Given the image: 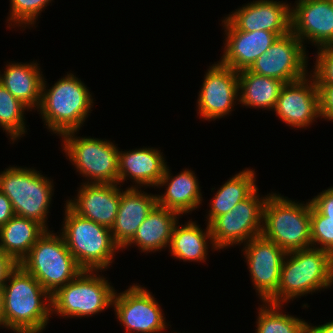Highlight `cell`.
Listing matches in <instances>:
<instances>
[{
  "label": "cell",
  "instance_id": "6da1fadb",
  "mask_svg": "<svg viewBox=\"0 0 333 333\" xmlns=\"http://www.w3.org/2000/svg\"><path fill=\"white\" fill-rule=\"evenodd\" d=\"M4 328L14 333H42L51 316V295L18 264L1 288Z\"/></svg>",
  "mask_w": 333,
  "mask_h": 333
},
{
  "label": "cell",
  "instance_id": "7a4b0ae2",
  "mask_svg": "<svg viewBox=\"0 0 333 333\" xmlns=\"http://www.w3.org/2000/svg\"><path fill=\"white\" fill-rule=\"evenodd\" d=\"M45 80L37 112L46 128L57 136L81 130L94 106L89 88L73 72L59 78L52 87H47Z\"/></svg>",
  "mask_w": 333,
  "mask_h": 333
},
{
  "label": "cell",
  "instance_id": "3957f363",
  "mask_svg": "<svg viewBox=\"0 0 333 333\" xmlns=\"http://www.w3.org/2000/svg\"><path fill=\"white\" fill-rule=\"evenodd\" d=\"M333 286V255L310 247L285 254L278 292L268 301L282 304Z\"/></svg>",
  "mask_w": 333,
  "mask_h": 333
},
{
  "label": "cell",
  "instance_id": "277c9868",
  "mask_svg": "<svg viewBox=\"0 0 333 333\" xmlns=\"http://www.w3.org/2000/svg\"><path fill=\"white\" fill-rule=\"evenodd\" d=\"M302 202L271 192L264 203L261 235L285 253L312 247L311 200Z\"/></svg>",
  "mask_w": 333,
  "mask_h": 333
},
{
  "label": "cell",
  "instance_id": "5b68a950",
  "mask_svg": "<svg viewBox=\"0 0 333 333\" xmlns=\"http://www.w3.org/2000/svg\"><path fill=\"white\" fill-rule=\"evenodd\" d=\"M60 233L67 248L83 270L106 271L120 247L111 230L75 213L66 203Z\"/></svg>",
  "mask_w": 333,
  "mask_h": 333
},
{
  "label": "cell",
  "instance_id": "8992f818",
  "mask_svg": "<svg viewBox=\"0 0 333 333\" xmlns=\"http://www.w3.org/2000/svg\"><path fill=\"white\" fill-rule=\"evenodd\" d=\"M54 186L53 179L34 168L10 165L0 172V191L11 201L14 214L35 220L47 230Z\"/></svg>",
  "mask_w": 333,
  "mask_h": 333
},
{
  "label": "cell",
  "instance_id": "52a82bcc",
  "mask_svg": "<svg viewBox=\"0 0 333 333\" xmlns=\"http://www.w3.org/2000/svg\"><path fill=\"white\" fill-rule=\"evenodd\" d=\"M57 233L46 230L19 263L50 295L83 271L62 234Z\"/></svg>",
  "mask_w": 333,
  "mask_h": 333
},
{
  "label": "cell",
  "instance_id": "ba28073f",
  "mask_svg": "<svg viewBox=\"0 0 333 333\" xmlns=\"http://www.w3.org/2000/svg\"><path fill=\"white\" fill-rule=\"evenodd\" d=\"M115 288L99 271L83 270L51 295V316L92 317L111 306Z\"/></svg>",
  "mask_w": 333,
  "mask_h": 333
},
{
  "label": "cell",
  "instance_id": "9c48e42d",
  "mask_svg": "<svg viewBox=\"0 0 333 333\" xmlns=\"http://www.w3.org/2000/svg\"><path fill=\"white\" fill-rule=\"evenodd\" d=\"M76 134H79L78 131L67 132L60 136V140L66 159L87 180L83 183L117 184L118 145L111 140Z\"/></svg>",
  "mask_w": 333,
  "mask_h": 333
},
{
  "label": "cell",
  "instance_id": "30bf717a",
  "mask_svg": "<svg viewBox=\"0 0 333 333\" xmlns=\"http://www.w3.org/2000/svg\"><path fill=\"white\" fill-rule=\"evenodd\" d=\"M258 190L209 224L217 250L244 245L253 237L261 235L263 207L268 194L262 197L258 195Z\"/></svg>",
  "mask_w": 333,
  "mask_h": 333
},
{
  "label": "cell",
  "instance_id": "8fae6325",
  "mask_svg": "<svg viewBox=\"0 0 333 333\" xmlns=\"http://www.w3.org/2000/svg\"><path fill=\"white\" fill-rule=\"evenodd\" d=\"M152 292L138 283L123 292L115 291L112 307L125 333H163L169 324Z\"/></svg>",
  "mask_w": 333,
  "mask_h": 333
},
{
  "label": "cell",
  "instance_id": "7c38bea8",
  "mask_svg": "<svg viewBox=\"0 0 333 333\" xmlns=\"http://www.w3.org/2000/svg\"><path fill=\"white\" fill-rule=\"evenodd\" d=\"M308 58L306 47L290 31L283 36H279L248 70L289 83L310 74L307 68Z\"/></svg>",
  "mask_w": 333,
  "mask_h": 333
},
{
  "label": "cell",
  "instance_id": "4fadbf2b",
  "mask_svg": "<svg viewBox=\"0 0 333 333\" xmlns=\"http://www.w3.org/2000/svg\"><path fill=\"white\" fill-rule=\"evenodd\" d=\"M202 82L196 103L199 118L215 121L231 115L239 104L238 72L217 61L209 66Z\"/></svg>",
  "mask_w": 333,
  "mask_h": 333
},
{
  "label": "cell",
  "instance_id": "5bb4252c",
  "mask_svg": "<svg viewBox=\"0 0 333 333\" xmlns=\"http://www.w3.org/2000/svg\"><path fill=\"white\" fill-rule=\"evenodd\" d=\"M241 251L248 265L253 289L261 303L268 302L278 292L281 265L286 253L262 235L253 237Z\"/></svg>",
  "mask_w": 333,
  "mask_h": 333
},
{
  "label": "cell",
  "instance_id": "9a60e30c",
  "mask_svg": "<svg viewBox=\"0 0 333 333\" xmlns=\"http://www.w3.org/2000/svg\"><path fill=\"white\" fill-rule=\"evenodd\" d=\"M273 111L280 121L297 130L309 128L317 118H321L319 88L313 75L310 73L302 79L285 83Z\"/></svg>",
  "mask_w": 333,
  "mask_h": 333
},
{
  "label": "cell",
  "instance_id": "2e32d148",
  "mask_svg": "<svg viewBox=\"0 0 333 333\" xmlns=\"http://www.w3.org/2000/svg\"><path fill=\"white\" fill-rule=\"evenodd\" d=\"M291 32L305 47L333 46V0H296L291 4Z\"/></svg>",
  "mask_w": 333,
  "mask_h": 333
},
{
  "label": "cell",
  "instance_id": "e0dca14e",
  "mask_svg": "<svg viewBox=\"0 0 333 333\" xmlns=\"http://www.w3.org/2000/svg\"><path fill=\"white\" fill-rule=\"evenodd\" d=\"M231 13L225 18L240 31L263 30L280 36L291 31V3L287 0H253Z\"/></svg>",
  "mask_w": 333,
  "mask_h": 333
},
{
  "label": "cell",
  "instance_id": "ac0fdd59",
  "mask_svg": "<svg viewBox=\"0 0 333 333\" xmlns=\"http://www.w3.org/2000/svg\"><path fill=\"white\" fill-rule=\"evenodd\" d=\"M222 21L225 35L224 52L219 62L239 72L249 69L255 60L280 36L277 33L256 30L252 32L236 29L225 17Z\"/></svg>",
  "mask_w": 333,
  "mask_h": 333
},
{
  "label": "cell",
  "instance_id": "d6986e66",
  "mask_svg": "<svg viewBox=\"0 0 333 333\" xmlns=\"http://www.w3.org/2000/svg\"><path fill=\"white\" fill-rule=\"evenodd\" d=\"M118 185L81 183L75 198L65 202L79 216L111 229L121 199V186Z\"/></svg>",
  "mask_w": 333,
  "mask_h": 333
},
{
  "label": "cell",
  "instance_id": "ffe728a7",
  "mask_svg": "<svg viewBox=\"0 0 333 333\" xmlns=\"http://www.w3.org/2000/svg\"><path fill=\"white\" fill-rule=\"evenodd\" d=\"M161 149L142 147L120 151L118 155V184L130 179V188H154L163 176L167 163ZM136 184V185H134Z\"/></svg>",
  "mask_w": 333,
  "mask_h": 333
},
{
  "label": "cell",
  "instance_id": "44dd1931",
  "mask_svg": "<svg viewBox=\"0 0 333 333\" xmlns=\"http://www.w3.org/2000/svg\"><path fill=\"white\" fill-rule=\"evenodd\" d=\"M121 188L118 213L111 227L114 242L122 250L135 236L139 226L157 205L156 194L141 188Z\"/></svg>",
  "mask_w": 333,
  "mask_h": 333
},
{
  "label": "cell",
  "instance_id": "7402d4cb",
  "mask_svg": "<svg viewBox=\"0 0 333 333\" xmlns=\"http://www.w3.org/2000/svg\"><path fill=\"white\" fill-rule=\"evenodd\" d=\"M167 165L156 188H165L166 192L157 196V205L173 210L181 216L192 213L202 205L203 195L199 180L194 171L183 169L173 176ZM172 175V176H171ZM166 186V187H164Z\"/></svg>",
  "mask_w": 333,
  "mask_h": 333
},
{
  "label": "cell",
  "instance_id": "603a6c76",
  "mask_svg": "<svg viewBox=\"0 0 333 333\" xmlns=\"http://www.w3.org/2000/svg\"><path fill=\"white\" fill-rule=\"evenodd\" d=\"M7 63L2 74L0 70V83L31 112L33 109L38 110L44 78L40 63L37 60Z\"/></svg>",
  "mask_w": 333,
  "mask_h": 333
},
{
  "label": "cell",
  "instance_id": "cb8c5ba5",
  "mask_svg": "<svg viewBox=\"0 0 333 333\" xmlns=\"http://www.w3.org/2000/svg\"><path fill=\"white\" fill-rule=\"evenodd\" d=\"M179 218V213L156 205L122 251L129 246H137V250L147 254L169 248L173 229Z\"/></svg>",
  "mask_w": 333,
  "mask_h": 333
},
{
  "label": "cell",
  "instance_id": "d4e9b609",
  "mask_svg": "<svg viewBox=\"0 0 333 333\" xmlns=\"http://www.w3.org/2000/svg\"><path fill=\"white\" fill-rule=\"evenodd\" d=\"M196 222L191 219L181 225L178 221L173 229L168 251L179 261L204 263L208 258V248L218 251L213 243L210 226L206 223V229H202Z\"/></svg>",
  "mask_w": 333,
  "mask_h": 333
},
{
  "label": "cell",
  "instance_id": "484cf974",
  "mask_svg": "<svg viewBox=\"0 0 333 333\" xmlns=\"http://www.w3.org/2000/svg\"><path fill=\"white\" fill-rule=\"evenodd\" d=\"M46 230L35 220L14 215L0 227V249L19 264Z\"/></svg>",
  "mask_w": 333,
  "mask_h": 333
},
{
  "label": "cell",
  "instance_id": "4316f807",
  "mask_svg": "<svg viewBox=\"0 0 333 333\" xmlns=\"http://www.w3.org/2000/svg\"><path fill=\"white\" fill-rule=\"evenodd\" d=\"M239 105L273 111L283 81L250 72L248 69L238 72Z\"/></svg>",
  "mask_w": 333,
  "mask_h": 333
},
{
  "label": "cell",
  "instance_id": "83f0119b",
  "mask_svg": "<svg viewBox=\"0 0 333 333\" xmlns=\"http://www.w3.org/2000/svg\"><path fill=\"white\" fill-rule=\"evenodd\" d=\"M255 169L246 168L229 178L209 202L210 209L206 214L208 225L218 216L230 212L237 203L248 198L258 187Z\"/></svg>",
  "mask_w": 333,
  "mask_h": 333
},
{
  "label": "cell",
  "instance_id": "f1b7e54d",
  "mask_svg": "<svg viewBox=\"0 0 333 333\" xmlns=\"http://www.w3.org/2000/svg\"><path fill=\"white\" fill-rule=\"evenodd\" d=\"M284 305L263 302L258 307L255 333H307L308 322L283 313Z\"/></svg>",
  "mask_w": 333,
  "mask_h": 333
},
{
  "label": "cell",
  "instance_id": "f546056e",
  "mask_svg": "<svg viewBox=\"0 0 333 333\" xmlns=\"http://www.w3.org/2000/svg\"><path fill=\"white\" fill-rule=\"evenodd\" d=\"M29 110L0 83V128L9 136L12 144L27 133L24 114Z\"/></svg>",
  "mask_w": 333,
  "mask_h": 333
},
{
  "label": "cell",
  "instance_id": "4dcf8cb0",
  "mask_svg": "<svg viewBox=\"0 0 333 333\" xmlns=\"http://www.w3.org/2000/svg\"><path fill=\"white\" fill-rule=\"evenodd\" d=\"M53 0H9L10 9L7 17V28L20 27L21 29L35 27L38 16ZM13 23V24H12ZM31 25V26H30ZM11 26V27H10ZM14 26V27H12Z\"/></svg>",
  "mask_w": 333,
  "mask_h": 333
},
{
  "label": "cell",
  "instance_id": "1f68e13d",
  "mask_svg": "<svg viewBox=\"0 0 333 333\" xmlns=\"http://www.w3.org/2000/svg\"><path fill=\"white\" fill-rule=\"evenodd\" d=\"M311 244L333 255V219H327L311 204Z\"/></svg>",
  "mask_w": 333,
  "mask_h": 333
},
{
  "label": "cell",
  "instance_id": "d6a6232c",
  "mask_svg": "<svg viewBox=\"0 0 333 333\" xmlns=\"http://www.w3.org/2000/svg\"><path fill=\"white\" fill-rule=\"evenodd\" d=\"M315 65L310 73L317 84H333V46L319 48L315 55Z\"/></svg>",
  "mask_w": 333,
  "mask_h": 333
},
{
  "label": "cell",
  "instance_id": "836d02e7",
  "mask_svg": "<svg viewBox=\"0 0 333 333\" xmlns=\"http://www.w3.org/2000/svg\"><path fill=\"white\" fill-rule=\"evenodd\" d=\"M319 88L321 120L333 122V84H317Z\"/></svg>",
  "mask_w": 333,
  "mask_h": 333
},
{
  "label": "cell",
  "instance_id": "e575fe53",
  "mask_svg": "<svg viewBox=\"0 0 333 333\" xmlns=\"http://www.w3.org/2000/svg\"><path fill=\"white\" fill-rule=\"evenodd\" d=\"M311 204L327 219H333V187L321 191L314 196Z\"/></svg>",
  "mask_w": 333,
  "mask_h": 333
},
{
  "label": "cell",
  "instance_id": "d590c367",
  "mask_svg": "<svg viewBox=\"0 0 333 333\" xmlns=\"http://www.w3.org/2000/svg\"><path fill=\"white\" fill-rule=\"evenodd\" d=\"M17 265L18 264L9 255L0 249V288L3 287V284L7 281L10 272Z\"/></svg>",
  "mask_w": 333,
  "mask_h": 333
},
{
  "label": "cell",
  "instance_id": "8d00e7d4",
  "mask_svg": "<svg viewBox=\"0 0 333 333\" xmlns=\"http://www.w3.org/2000/svg\"><path fill=\"white\" fill-rule=\"evenodd\" d=\"M14 215L11 201L0 191V227L6 224Z\"/></svg>",
  "mask_w": 333,
  "mask_h": 333
},
{
  "label": "cell",
  "instance_id": "74e56055",
  "mask_svg": "<svg viewBox=\"0 0 333 333\" xmlns=\"http://www.w3.org/2000/svg\"><path fill=\"white\" fill-rule=\"evenodd\" d=\"M308 333H333V320L317 326L309 323Z\"/></svg>",
  "mask_w": 333,
  "mask_h": 333
},
{
  "label": "cell",
  "instance_id": "f35d334b",
  "mask_svg": "<svg viewBox=\"0 0 333 333\" xmlns=\"http://www.w3.org/2000/svg\"><path fill=\"white\" fill-rule=\"evenodd\" d=\"M0 327L4 328V316H3V292L0 288Z\"/></svg>",
  "mask_w": 333,
  "mask_h": 333
}]
</instances>
